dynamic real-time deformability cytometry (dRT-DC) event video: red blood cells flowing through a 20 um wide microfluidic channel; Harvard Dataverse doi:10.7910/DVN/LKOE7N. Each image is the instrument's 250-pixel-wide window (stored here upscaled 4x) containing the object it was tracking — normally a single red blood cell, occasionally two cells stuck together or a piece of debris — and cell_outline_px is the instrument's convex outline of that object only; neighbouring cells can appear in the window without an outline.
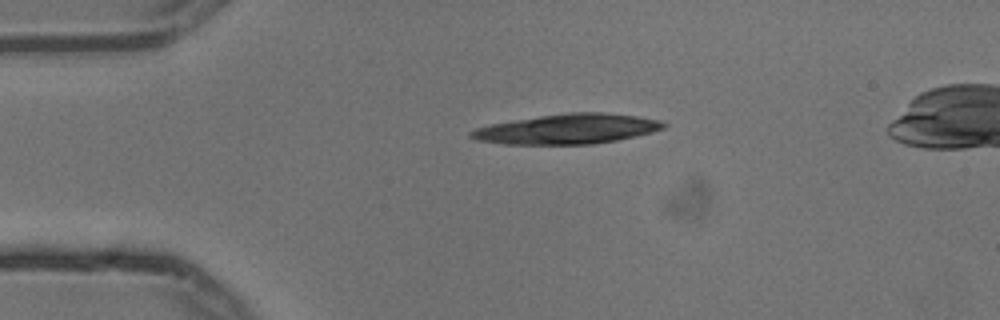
{"species": "common noctule bat (a hibernating species)", "species_latin": "Nyctalus noctula", "temperature_condition": "cold", "stored_images_in_passage": 2, "camera_frame_rate_fps": 3000, "um_per_image_px": 0.085, "animal": {"sex": "male", "body_mass_g": 13.3}, "frame": {"image": 1, "passage_image": 1, "time_ms": 0.0, "image_size_px": [1000, 320], "cell_outline_px": [[668, 124], [664, 128], [652, 132], [616, 140], [592, 144], [504, 144], [476, 140], [468, 136], [468, 132], [476, 128], [492, 124], [540, 116], [572, 112], [604, 112], [636, 116], [660, 120]], "centroid_in_image_um": [48.23, 10.96], "position_along_channel_um": 36.8, "area_um2": 33.35}}